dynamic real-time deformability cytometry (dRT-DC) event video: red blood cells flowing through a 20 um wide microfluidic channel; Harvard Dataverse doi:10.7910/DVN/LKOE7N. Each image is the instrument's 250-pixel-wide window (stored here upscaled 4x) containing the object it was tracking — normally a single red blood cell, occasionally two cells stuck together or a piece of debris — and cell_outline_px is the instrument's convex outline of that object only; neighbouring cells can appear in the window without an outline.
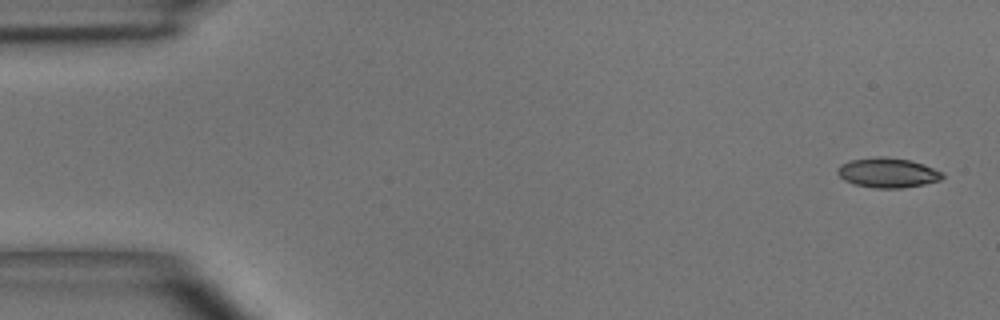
{"species": "common noctule bat (a hibernating species)", "species_latin": "Nyctalus noctula", "temperature_condition": "room temperature", "stored_images_in_passage": 50, "camera_frame_rate_fps": 3000, "um_per_image_px": 0.085, "animal": {"sex": "male", "body_mass_g": 15.6}, "frame": {"image": 1, "passage_image": 1, "time_ms": 0.0, "image_size_px": [1000, 320], "cell_outline_px": [[944, 176], [940, 180], [924, 184], [900, 188], [876, 188], [856, 184], [844, 180], [836, 172], [836, 168], [840, 164], [852, 160], [880, 156], [888, 156], [912, 160], [924, 164], [944, 172]], "centroid_in_image_um": [75.47, 14.66], "position_along_channel_um": 9.5, "area_um2": 18.32}}
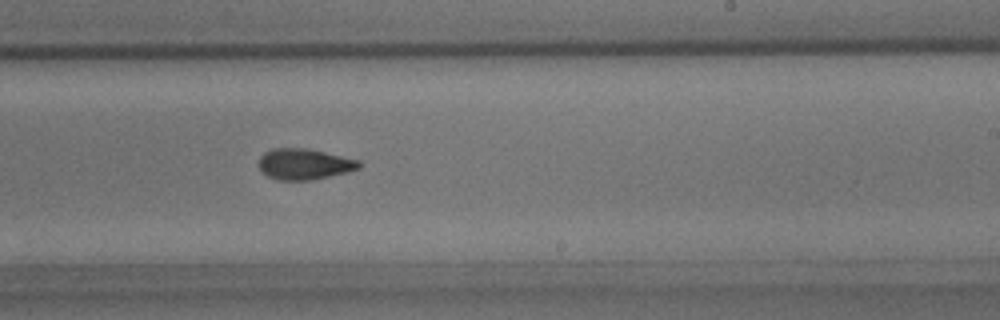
{"frame": {"image": 2, "passage_image": 30, "time_ms": 9.667, "image_size_px": [1000, 320], "cell_outline_px": [[360, 168], [348, 172], [312, 180], [276, 180], [268, 176], [260, 168], [260, 156], [264, 152], [272, 148], [304, 148], [324, 152], [360, 160]], "centroid_in_image_um": [25.87, 13.95], "position_along_channel_um": 263.1, "area_um2": 17.98}}
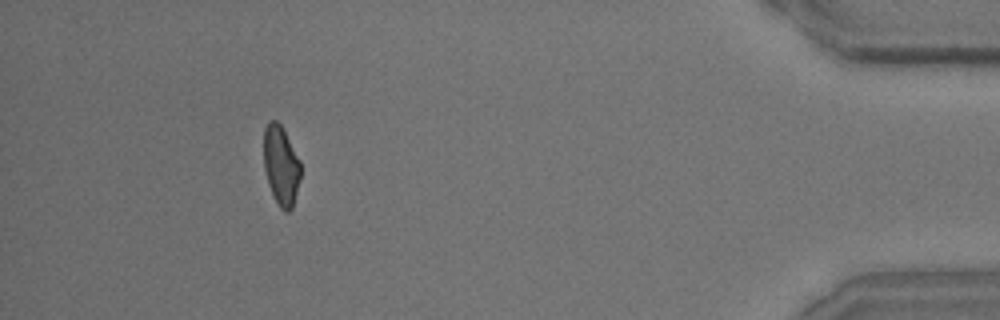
{"frame": {"image": 3, "passage_image": 46, "time_ms": 15.0, "image_size_px": [1000, 320], "cell_outline_px": [[300, 176], [292, 208], [288, 212], [284, 212], [280, 208], [268, 184], [264, 168], [264, 128], [268, 120], [276, 120], [280, 124], [300, 160]], "centroid_in_image_um": [23.87, 14.05], "position_along_channel_um": 411.3, "area_um2": 16.88}, "authors_computed_cell_mechanics": {"area_um2": 18.0914, "velocity_mm_per_s": 3.8939, "shape_relaxation_time_tau1_ms": 5.5499, "shape_relaxation_time_tau2_ms": 2.2242, "deformation_change_tau1": 0.169, "deformation_change_tau2": 0.0799}}